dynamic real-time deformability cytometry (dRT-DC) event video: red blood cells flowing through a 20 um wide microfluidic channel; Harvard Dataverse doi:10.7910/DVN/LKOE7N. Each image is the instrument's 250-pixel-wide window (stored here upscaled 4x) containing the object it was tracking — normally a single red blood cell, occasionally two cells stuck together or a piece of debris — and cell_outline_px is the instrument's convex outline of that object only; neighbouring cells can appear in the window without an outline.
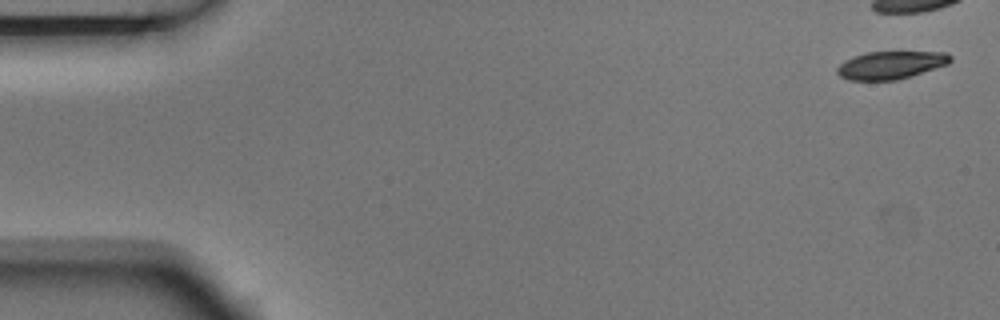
{"species": "Egyptian fruit bat (a non-hibernating species)", "species_latin": "Rousettus aegyptiacus", "temperature_condition": "room temperature", "stored_images_in_passage": 5, "camera_frame_rate_fps": 3000, "um_per_image_px": 0.085, "animal": {"sex": "male"}, "frame": {"image": 1, "passage_image": 1, "time_ms": 0.0, "image_size_px": [1000, 320], "cell_outline_px": [[952, 60], [948, 64], [896, 80], [848, 80], [840, 76], [836, 72], [836, 68], [844, 60], [852, 56], [864, 52], [948, 52], [952, 56]], "centroid_in_image_um": [75.68, 5.52], "position_along_channel_um": 9.3, "area_um2": 18.38}}